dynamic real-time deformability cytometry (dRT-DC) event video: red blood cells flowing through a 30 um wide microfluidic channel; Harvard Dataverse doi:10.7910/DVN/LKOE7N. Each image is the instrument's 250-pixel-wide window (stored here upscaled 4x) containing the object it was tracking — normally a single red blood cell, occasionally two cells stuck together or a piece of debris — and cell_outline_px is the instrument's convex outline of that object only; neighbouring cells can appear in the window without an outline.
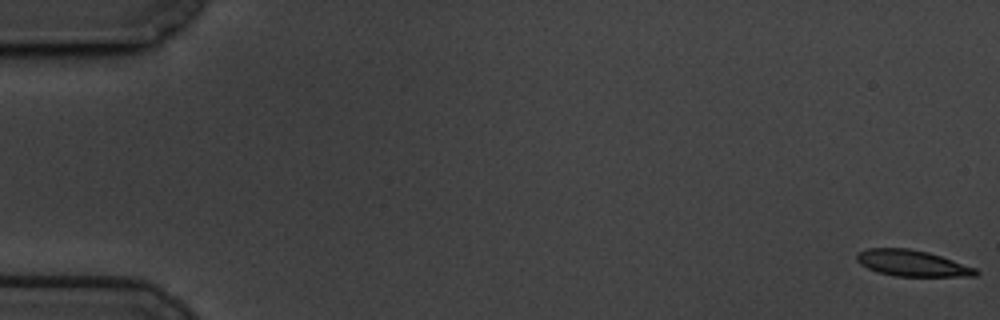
{"species": "common noctule bat (a hibernating species)", "species_latin": "Nyctalus noctula", "temperature_condition": "cold", "stored_images_in_passage": 59, "camera_frame_rate_fps": 3000, "um_per_image_px": 0.085, "animal": {"sex": "male", "body_mass_g": 19.5, "forearm_length_mm": 54.6}, "frame": {"image": 1, "passage_image": 1, "time_ms": 0.0, "image_size_px": [1000, 320], "cell_outline_px": [[980, 272], [976, 276], [896, 276], [876, 272], [860, 264], [856, 260], [856, 252], [868, 248], [908, 248], [928, 252], [976, 268]], "centroid_in_image_um": [77.49, 22.37], "position_along_channel_um": 7.5, "area_um2": 18.15}}
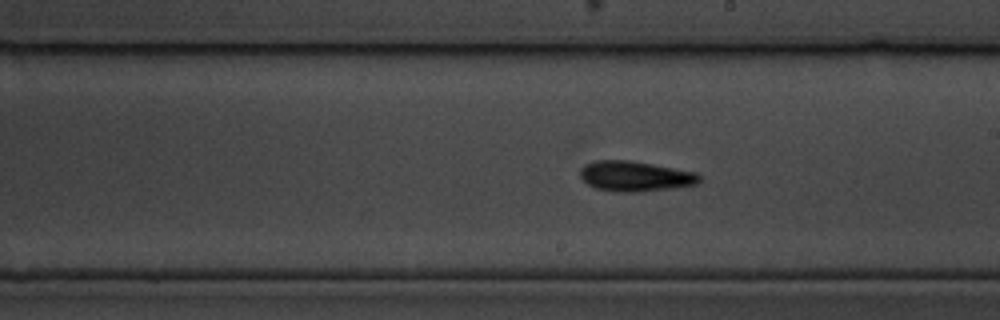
{"frame": {"image": 2, "passage_image": 34, "time_ms": 11.0, "image_size_px": [1000, 320], "cell_outline_px": [[700, 180], [696, 184], [672, 188], [640, 192], [616, 192], [596, 188], [588, 184], [580, 176], [580, 168], [584, 164], [596, 160], [624, 160], [652, 164], [696, 172], [700, 176]], "centroid_in_image_um": [53.96, 14.98], "position_along_channel_um": 235.0, "area_um2": 20.92}}
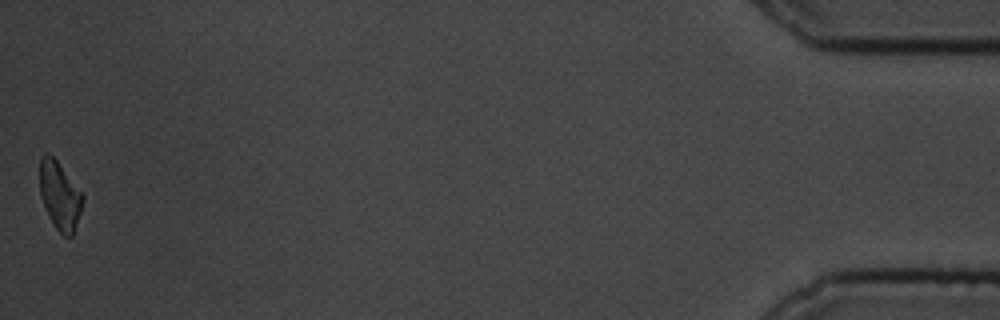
{"frame": {"image": 3, "passage_image": 59, "time_ms": 19.333, "image_size_px": [1000, 320], "cell_outline_px": [[84, 200], [72, 236], [64, 236], [56, 228], [48, 216], [40, 196], [40, 156], [44, 152], [48, 152], [56, 160], [84, 196]], "centroid_in_image_um": [5.05, 16.61], "position_along_channel_um": 430.1, "area_um2": 16.82}, "authors_computed_cell_mechanics": {"area_um2": 18.9584, "velocity_mm_per_s": 3.4219, "shape_relaxation_time_tau1_ms": 3.4469, "shape_relaxation_time_tau2_ms": null, "deformation_change_tau1": 0.1112, "deformation_change_tau2": null}}